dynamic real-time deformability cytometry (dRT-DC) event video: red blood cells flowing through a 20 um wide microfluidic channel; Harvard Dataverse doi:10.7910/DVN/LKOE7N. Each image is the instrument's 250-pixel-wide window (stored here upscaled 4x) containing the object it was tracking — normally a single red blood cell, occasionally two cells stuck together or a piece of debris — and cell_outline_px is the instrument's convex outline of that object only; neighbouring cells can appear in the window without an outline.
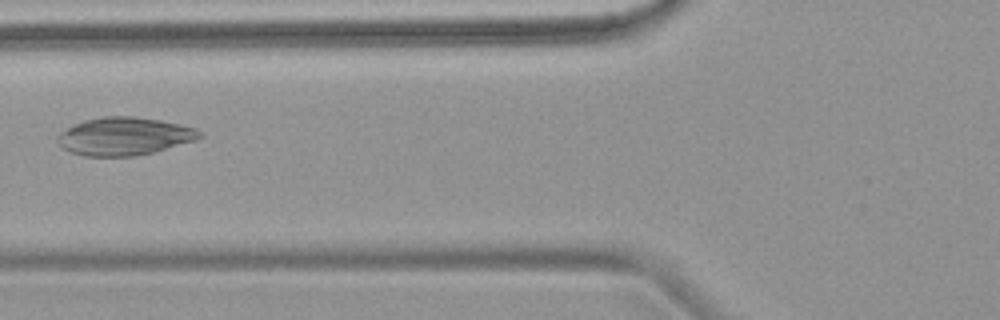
{"species": "common noctule bat (a hibernating species)", "species_latin": "Nyctalus noctula", "temperature_condition": "warm", "stored_images_in_passage": 6, "camera_frame_rate_fps": 3000, "um_per_image_px": 0.085, "animal": {"sex": "female", "body_mass_g": 18.4}, "frame": {"image": 1, "passage_image": 6, "time_ms": 6.0, "image_size_px": [1000, 320], "cell_outline_px": [[204, 136], [196, 140], [152, 152], [132, 156], [84, 156], [72, 152], [64, 148], [56, 140], [56, 136], [60, 132], [84, 120], [104, 116], [132, 116], [160, 120], [180, 124], [196, 128], [204, 132]], "centroid_in_image_um": [10.6, 11.57], "position_along_channel_um": 115.2, "area_um2": 31.27}}